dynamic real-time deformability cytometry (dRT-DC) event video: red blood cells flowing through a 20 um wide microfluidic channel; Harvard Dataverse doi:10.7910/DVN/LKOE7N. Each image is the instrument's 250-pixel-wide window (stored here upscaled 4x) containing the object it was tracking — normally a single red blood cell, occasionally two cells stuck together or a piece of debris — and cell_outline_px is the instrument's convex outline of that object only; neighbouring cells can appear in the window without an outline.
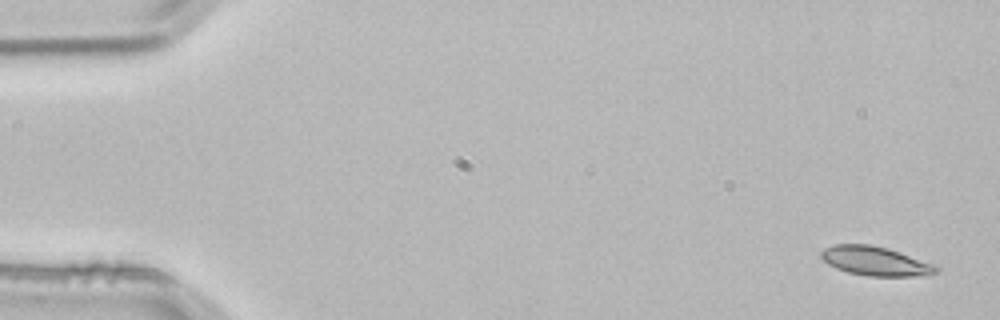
{"species": "common noctule bat (a hibernating species)", "species_latin": "Nyctalus noctula", "temperature_condition": "room temperature", "stored_images_in_passage": 3, "camera_frame_rate_fps": 3000, "um_per_image_px": 0.085, "animal": {"sex": "male", "body_mass_g": 21.5, "forearm_length_mm": 52.0}, "frame": {"image": 1, "passage_image": 1, "time_ms": 0.0, "image_size_px": [1000, 320], "cell_outline_px": [[940, 268], [936, 272], [916, 276], [868, 276], [848, 272], [836, 268], [828, 264], [820, 256], [820, 252], [824, 248], [836, 244], [868, 244], [888, 248], [900, 252], [932, 264]], "centroid_in_image_um": [74.35, 22.18], "position_along_channel_um": 10.6, "area_um2": 19.31}}
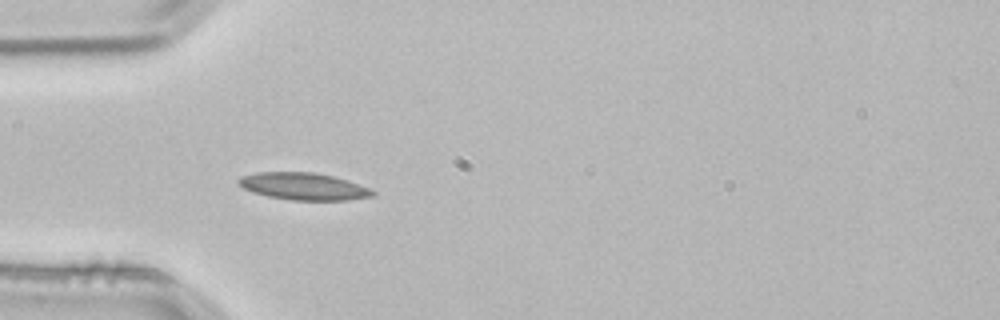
{"frame": {"image": 2, "passage_image": 3, "time_ms": 0.667, "image_size_px": [1000, 320], "cell_outline_px": [[376, 196], [348, 200], [292, 200], [268, 196], [252, 192], [244, 188], [236, 180], [240, 176], [256, 172], [312, 172], [336, 176], [368, 188], [376, 192]], "centroid_in_image_um": [25.81, 15.83], "position_along_channel_um": 59.2, "area_um2": 21.27}}